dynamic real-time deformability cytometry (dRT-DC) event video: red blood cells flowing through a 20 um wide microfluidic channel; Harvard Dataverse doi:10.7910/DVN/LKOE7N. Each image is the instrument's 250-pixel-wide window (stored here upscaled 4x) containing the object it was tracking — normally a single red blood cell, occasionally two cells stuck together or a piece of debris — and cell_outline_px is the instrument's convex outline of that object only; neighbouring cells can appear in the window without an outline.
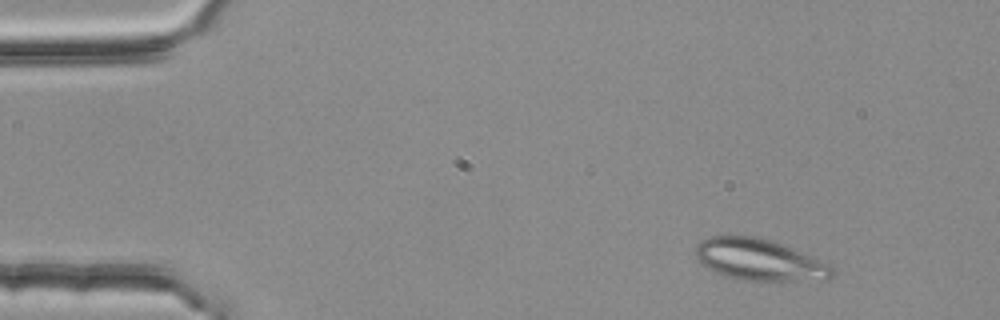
{"species": "common noctule bat (a hibernating species)", "species_latin": "Nyctalus noctula", "temperature_condition": "room temperature", "stored_images_in_passage": 3, "camera_frame_rate_fps": 3000, "um_per_image_px": 0.085, "animal": {"sex": "female", "body_mass_g": 25.1}, "frame": {"image": 1, "passage_image": 1, "time_ms": 0.0, "image_size_px": [1000, 320], "cell_outline_px": [[836, 276], [828, 280], [740, 280], [716, 272], [708, 268], [696, 256], [696, 244], [700, 240], [708, 236], [756, 236], [772, 240], [832, 264], [836, 268]], "centroid_in_image_um": [64.63, 22.08], "position_along_channel_um": 20.4, "area_um2": 33.23}}